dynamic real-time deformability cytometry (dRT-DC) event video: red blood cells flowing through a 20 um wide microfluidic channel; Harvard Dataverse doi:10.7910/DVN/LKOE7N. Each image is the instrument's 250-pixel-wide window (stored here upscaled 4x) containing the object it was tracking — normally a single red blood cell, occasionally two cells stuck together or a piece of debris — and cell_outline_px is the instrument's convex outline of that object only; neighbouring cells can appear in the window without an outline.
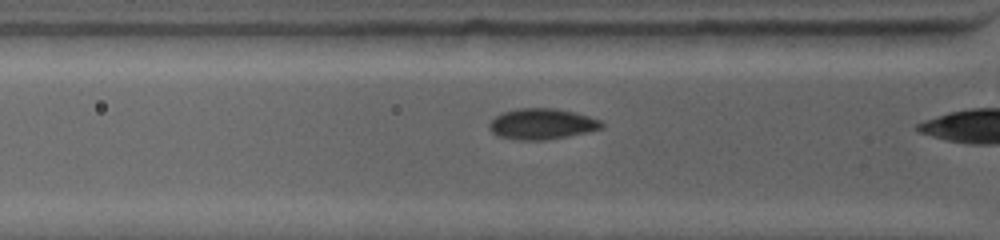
{"species": "common noctule bat (a hibernating species)", "species_latin": "Nyctalus noctula", "temperature_condition": "warm", "stored_images_in_passage": 3, "camera_frame_rate_fps": 4500, "um_per_image_px": 0.085, "animal": {"sex": "female", "body_mass_g": 19.0, "forearm_length_mm": 53.3}, "frame": {"image": 1, "passage_image": 2, "time_ms": 0.222, "image_size_px": [1000, 240], "cell_outline_px": [[604, 128], [588, 132], [568, 136], [544, 140], [520, 140], [496, 136], [488, 128], [488, 124], [496, 116], [504, 112], [520, 108], [556, 108], [588, 116], [600, 120], [604, 124]], "centroid_in_image_um": [46.06, 10.54], "position_along_channel_um": 79.7, "area_um2": 20.17}}